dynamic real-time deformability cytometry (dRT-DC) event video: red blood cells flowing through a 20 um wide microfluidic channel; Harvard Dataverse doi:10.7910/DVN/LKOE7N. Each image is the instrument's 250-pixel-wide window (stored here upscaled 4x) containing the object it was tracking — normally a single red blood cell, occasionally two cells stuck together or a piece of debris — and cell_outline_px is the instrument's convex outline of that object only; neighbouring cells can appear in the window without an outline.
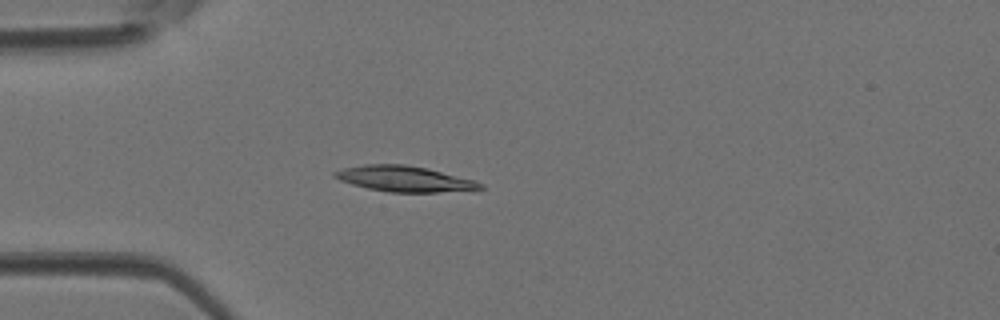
{"species": "Egyptian fruit bat (a non-hibernating species)", "species_latin": "Rousettus aegyptiacus", "temperature_condition": "room temperature", "stored_images_in_passage": 18, "camera_frame_rate_fps": 3000, "um_per_image_px": 0.085, "animal": {"sex": "female"}, "frame": {"image": 1, "passage_image": 12, "time_ms": 3.667, "image_size_px": [1000, 320], "cell_outline_px": [[484, 188], [436, 192], [388, 192], [368, 188], [352, 184], [340, 180], [332, 176], [332, 172], [344, 168], [364, 164], [404, 164], [428, 168], [472, 180], [484, 184]], "centroid_in_image_um": [34.31, 15.19], "position_along_channel_um": 50.7, "area_um2": 21.5}}
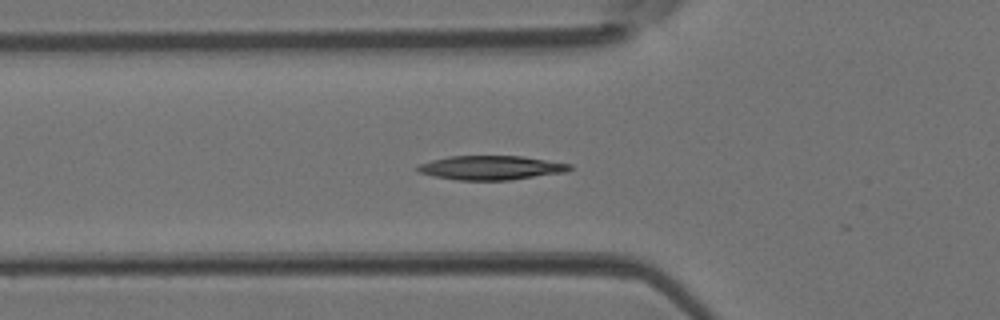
{"frame": {"image": 2, "passage_image": 15, "time_ms": 4.667, "image_size_px": [1000, 320], "cell_outline_px": [[572, 168], [564, 172], [508, 180], [456, 180], [416, 172], [416, 168], [420, 164], [432, 160], [448, 156], [520, 156], [572, 164]], "centroid_in_image_um": [41.7, 14.25], "position_along_channel_um": 84.1, "area_um2": 21.15}}
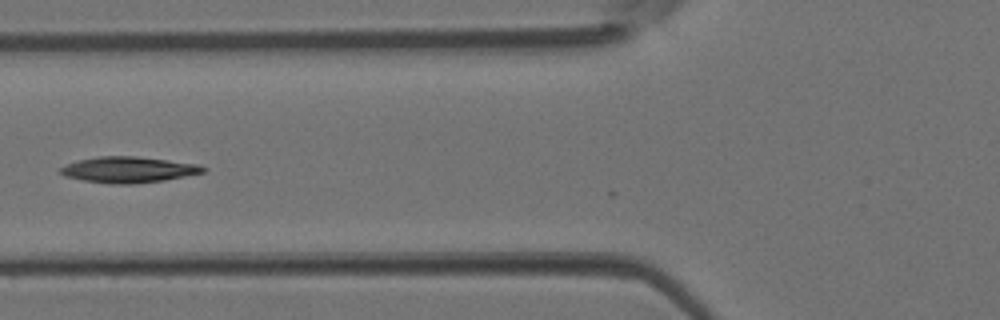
{"frame": {"image": 3, "passage_image": 17, "time_ms": 5.333, "image_size_px": [1000, 320], "cell_outline_px": [[208, 168], [204, 172], [164, 180], [132, 184], [108, 184], [84, 180], [64, 176], [60, 172], [60, 168], [64, 164], [80, 160], [100, 156], [136, 156], [200, 164]], "centroid_in_image_um": [10.92, 14.42], "position_along_channel_um": 114.9, "area_um2": 21.56}}